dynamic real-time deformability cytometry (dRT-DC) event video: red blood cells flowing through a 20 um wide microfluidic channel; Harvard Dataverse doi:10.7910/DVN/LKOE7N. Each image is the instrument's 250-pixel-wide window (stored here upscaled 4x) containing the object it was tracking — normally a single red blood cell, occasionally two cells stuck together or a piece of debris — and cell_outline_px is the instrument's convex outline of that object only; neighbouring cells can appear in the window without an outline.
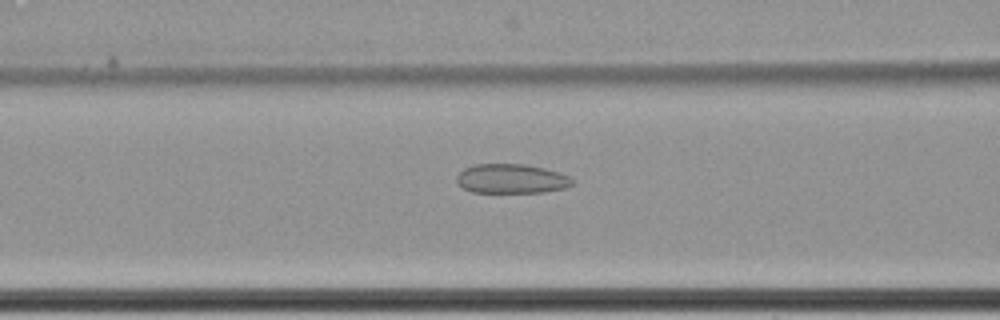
{"species": "common noctule bat (a hibernating species)", "species_latin": "Nyctalus noctula", "temperature_condition": "cold", "stored_images_in_passage": 62, "camera_frame_rate_fps": 3000, "um_per_image_px": 0.085, "animal": {"sex": "female", "body_mass_g": 22.7, "forearm_length_mm": 54.2}, "frame": {"image": 1, "passage_image": 28, "time_ms": 9.0, "image_size_px": [1000, 320], "cell_outline_px": [[576, 180], [572, 184], [564, 188], [544, 192], [472, 192], [464, 188], [456, 180], [456, 176], [464, 168], [476, 164], [524, 164], [544, 168], [560, 172]], "centroid_in_image_um": [43.49, 15.18], "position_along_channel_um": 123.1, "area_um2": 19.77}}
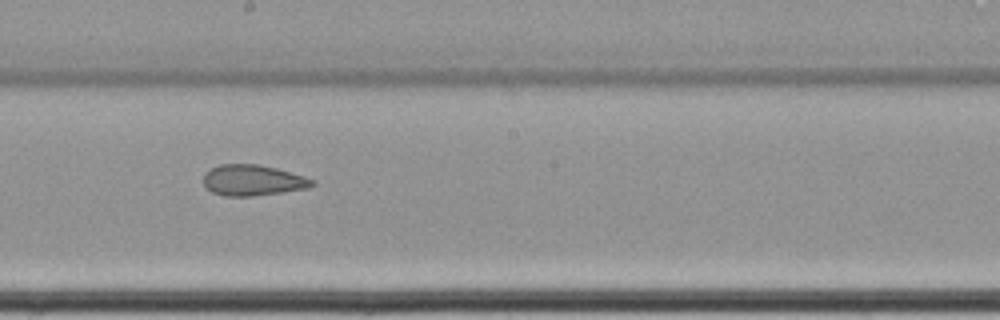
{"frame": {"image": 2, "passage_image": 37, "time_ms": 12.0, "image_size_px": [1000, 320], "cell_outline_px": [[316, 184], [308, 188], [252, 196], [224, 196], [212, 192], [204, 184], [204, 172], [220, 164], [260, 164], [276, 168], [304, 176], [316, 180]], "centroid_in_image_um": [21.5, 15.32], "position_along_channel_um": 226.7, "area_um2": 19.54}}
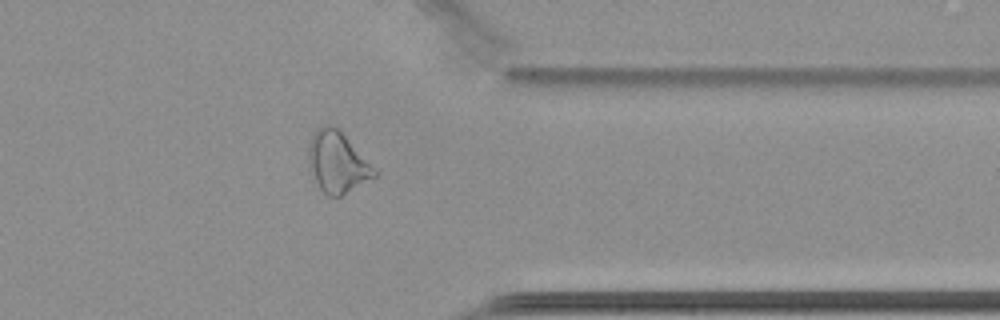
{"frame": {"image": 3, "passage_image": 51, "time_ms": 16.667, "image_size_px": [1000, 320], "cell_outline_px": [[376, 176], [340, 196], [328, 196], [320, 188], [316, 180], [308, 160], [308, 144], [312, 132], [324, 124], [332, 124], [344, 136], [376, 172]], "centroid_in_image_um": [28.61, 13.77], "position_along_channel_um": 382.8, "area_um2": 22.48}, "authors_computed_cell_mechanics": {"area_um2": 24.4494, "velocity_mm_per_s": 3.4551, "shape_relaxation_time_tau1_ms": null, "shape_relaxation_time_tau2_ms": 3.8889, "deformation_change_tau1": null, "deformation_change_tau2": 0.116}}